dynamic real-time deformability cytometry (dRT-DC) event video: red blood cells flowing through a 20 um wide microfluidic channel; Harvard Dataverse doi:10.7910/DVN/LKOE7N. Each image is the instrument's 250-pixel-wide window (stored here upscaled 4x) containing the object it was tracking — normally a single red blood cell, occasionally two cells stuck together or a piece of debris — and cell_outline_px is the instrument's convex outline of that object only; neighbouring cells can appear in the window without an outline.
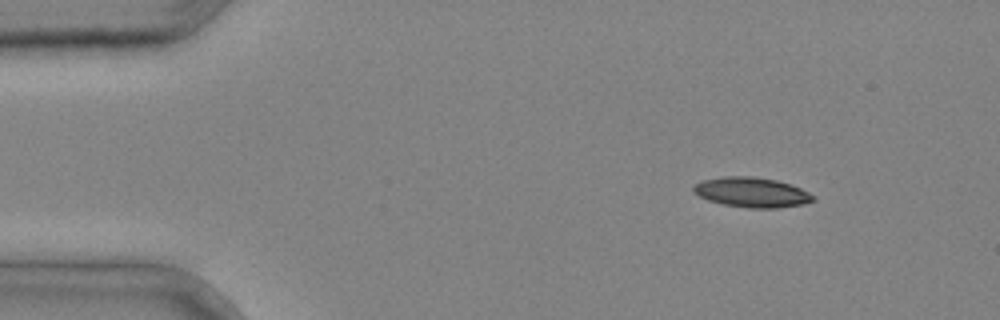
{"species": "common noctule bat (a hibernating species)", "species_latin": "Nyctalus noctula", "temperature_condition": "cold", "stored_images_in_passage": 3, "camera_frame_rate_fps": 3000, "um_per_image_px": 0.085, "animal": {"sex": "male", "body_mass_g": 20.4}, "frame": {"image": 1, "passage_image": 1, "time_ms": 0.0, "image_size_px": [1000, 320], "cell_outline_px": [[816, 200], [804, 204], [776, 208], [748, 208], [724, 204], [708, 200], [700, 196], [692, 188], [696, 184], [704, 180], [724, 176], [752, 176], [776, 180], [792, 184], [816, 196]], "centroid_in_image_um": [63.96, 16.35], "position_along_channel_um": 21.0, "area_um2": 20.81}}
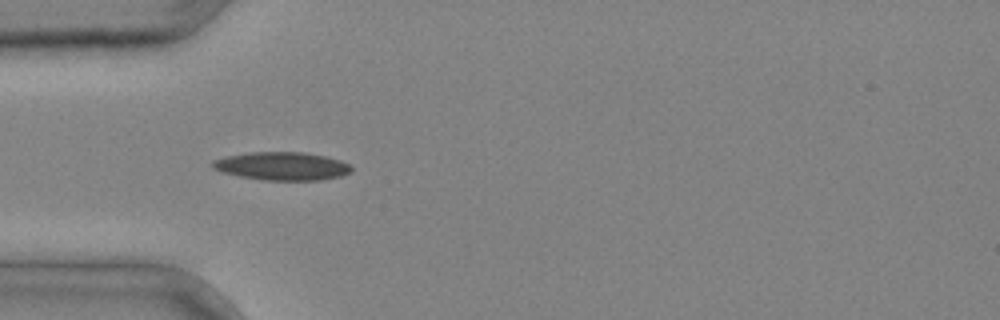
{"frame": {"image": 2, "passage_image": 3, "time_ms": 0.667, "image_size_px": [1000, 320], "cell_outline_px": [[352, 172], [340, 176], [320, 180], [264, 180], [240, 176], [224, 172], [212, 168], [212, 160], [224, 156], [248, 152], [304, 152], [324, 156], [340, 160], [348, 164], [352, 168]], "centroid_in_image_um": [23.96, 14.11], "position_along_channel_um": 61.0, "area_um2": 22.77}}